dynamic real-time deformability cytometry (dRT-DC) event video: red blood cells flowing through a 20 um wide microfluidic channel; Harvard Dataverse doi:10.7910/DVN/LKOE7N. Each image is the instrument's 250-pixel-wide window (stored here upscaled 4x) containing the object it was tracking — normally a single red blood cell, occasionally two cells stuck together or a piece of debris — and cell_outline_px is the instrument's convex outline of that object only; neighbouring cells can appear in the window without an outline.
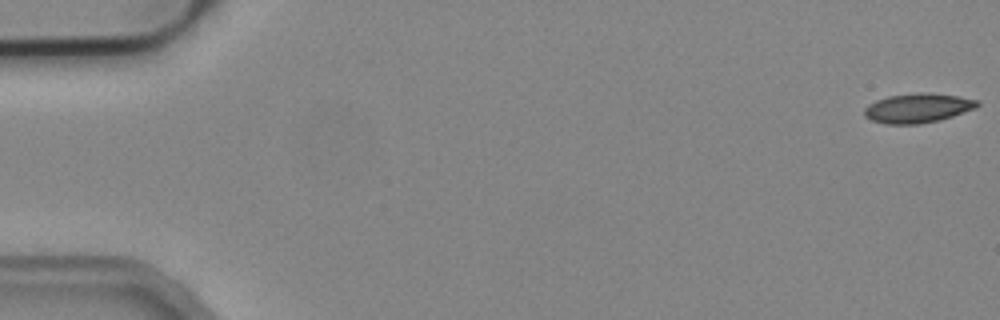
{"species": "common noctule bat (a hibernating species)", "species_latin": "Nyctalus noctula", "temperature_condition": "cold", "stored_images_in_passage": 54, "camera_frame_rate_fps": 3000, "um_per_image_px": 0.085, "animal": {"sex": "male", "body_mass_g": 19.2, "forearm_length_mm": 51.8}, "frame": {"image": 1, "passage_image": 1, "time_ms": 0.0, "image_size_px": [1000, 320], "cell_outline_px": [[980, 104], [976, 108], [940, 120], [920, 124], [884, 124], [872, 120], [864, 116], [864, 108], [868, 104], [876, 100], [888, 96], [920, 92], [924, 92], [960, 96], [980, 100]], "centroid_in_image_um": [78.02, 9.18], "position_along_channel_um": 7.0, "area_um2": 19.54}}
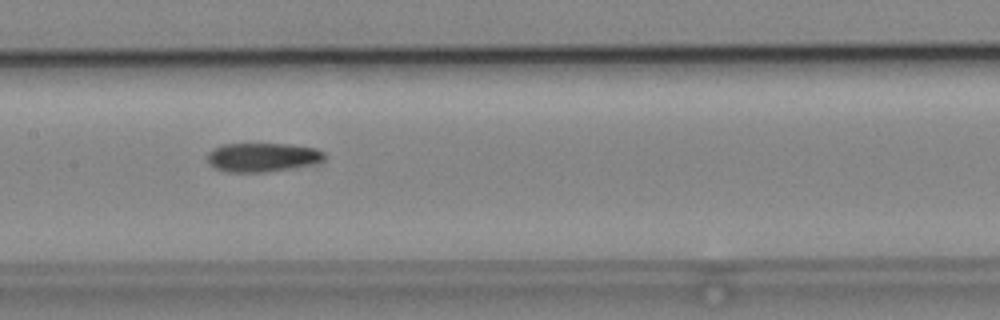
{"frame": {"image": 2, "passage_image": 27, "time_ms": 8.667, "image_size_px": [1000, 320], "cell_outline_px": [[328, 156], [324, 160], [312, 164], [268, 172], [224, 172], [208, 164], [208, 152], [212, 148], [220, 144], [292, 144], [316, 148], [324, 152]], "centroid_in_image_um": [22.3, 13.36], "position_along_channel_um": 185.1, "area_um2": 20.0}}
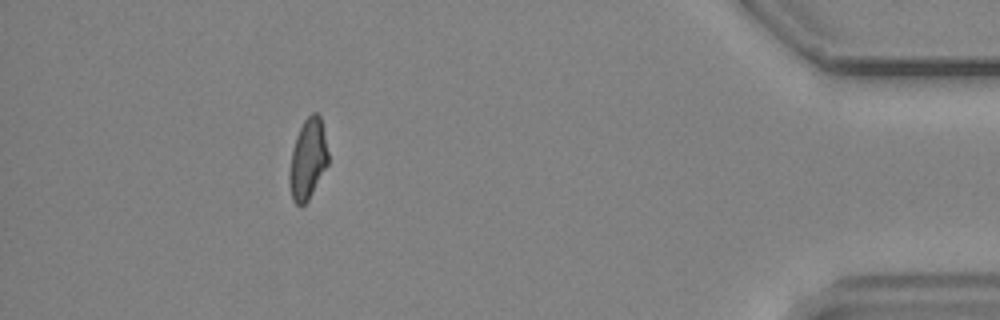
{"frame": {"image": 3, "passage_image": 49, "time_ms": 16.0, "image_size_px": [1000, 320], "cell_outline_px": [[328, 164], [308, 200], [300, 208], [292, 200], [288, 184], [288, 176], [292, 148], [296, 136], [304, 120], [312, 112], [316, 112], [320, 116], [328, 152]], "centroid_in_image_um": [26.14, 13.56], "position_along_channel_um": 409.1, "area_um2": 18.26}, "authors_computed_cell_mechanics": {"area_um2": 19.5653, "velocity_mm_per_s": 3.8101, "shape_relaxation_time_tau1_ms": null, "shape_relaxation_time_tau2_ms": 5.2126, "deformation_change_tau1": null, "deformation_change_tau2": 0.1201}}